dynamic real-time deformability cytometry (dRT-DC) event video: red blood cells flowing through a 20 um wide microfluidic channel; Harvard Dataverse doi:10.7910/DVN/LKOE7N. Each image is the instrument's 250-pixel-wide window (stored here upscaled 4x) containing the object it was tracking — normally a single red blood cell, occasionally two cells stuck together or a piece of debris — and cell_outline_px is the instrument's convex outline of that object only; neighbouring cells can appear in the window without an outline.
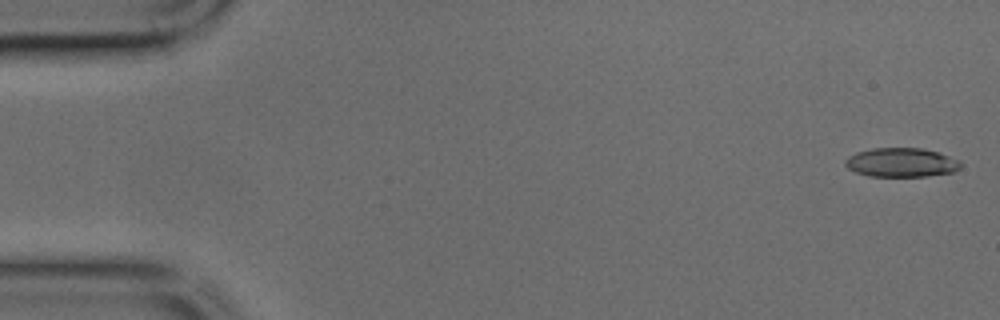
{"species": "common noctule bat (a hibernating species)", "species_latin": "Nyctalus noctula", "temperature_condition": "cold", "stored_images_in_passage": 13, "camera_frame_rate_fps": 3000, "um_per_image_px": 0.085, "animal": {"sex": "male", "body_mass_g": 17.9, "forearm_length_mm": 54.2}, "frame": {"image": 1, "passage_image": 1, "time_ms": 0.0, "image_size_px": [1000, 320], "cell_outline_px": [[964, 164], [960, 168], [952, 172], [928, 176], [868, 176], [856, 172], [848, 168], [844, 164], [844, 160], [848, 156], [856, 152], [872, 148], [924, 148], [948, 156]], "centroid_in_image_um": [76.58, 13.81], "position_along_channel_um": 8.4, "area_um2": 19.54}}
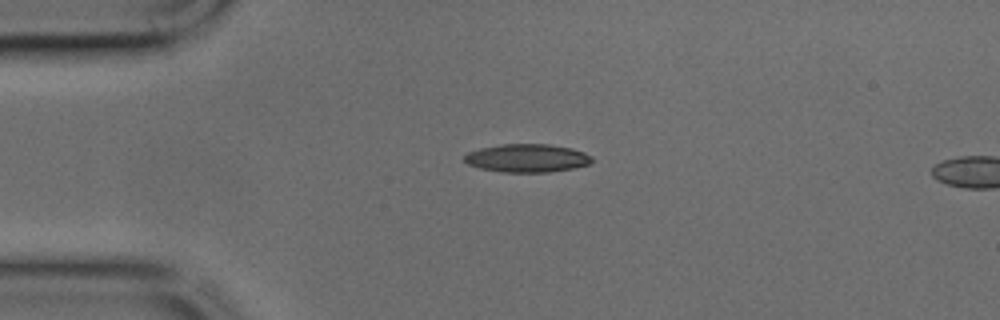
{"frame": {"image": 2, "passage_image": 10, "time_ms": 3.0, "image_size_px": [1000, 320], "cell_outline_px": [[592, 160], [588, 164], [572, 168], [548, 172], [504, 172], [480, 168], [468, 164], [464, 160], [464, 156], [468, 152], [480, 148], [500, 144], [548, 144], [572, 148], [584, 152], [592, 156]], "centroid_in_image_um": [44.79, 13.43], "position_along_channel_um": 40.2, "area_um2": 20.87}}